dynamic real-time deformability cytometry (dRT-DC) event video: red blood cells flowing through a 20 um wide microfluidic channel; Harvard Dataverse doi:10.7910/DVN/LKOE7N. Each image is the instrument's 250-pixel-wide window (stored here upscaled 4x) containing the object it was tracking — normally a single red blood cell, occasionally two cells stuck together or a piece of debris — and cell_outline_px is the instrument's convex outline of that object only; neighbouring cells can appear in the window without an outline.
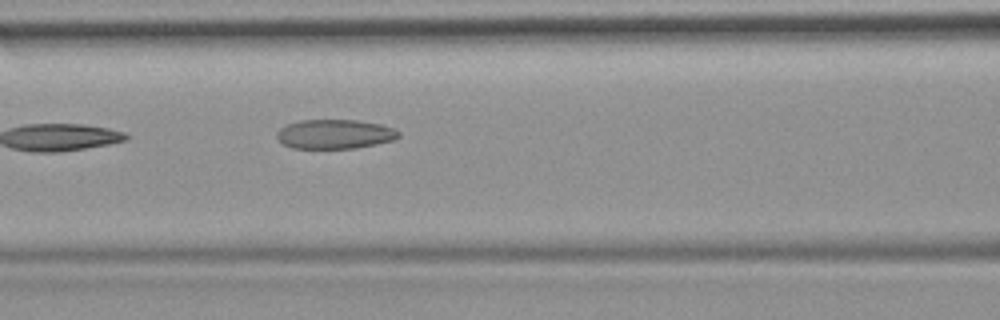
{"species": "common noctule bat (a hibernating species)", "species_latin": "Nyctalus noctula", "temperature_condition": "room temperature", "stored_images_in_passage": 4, "segment_of_instrument_passage": [1, 2], "camera_frame_rate_fps": 3000, "um_per_image_px": 0.085, "animal": {"sex": "female", "body_mass_g": 19.9}, "frame": {"image": 1, "passage_image": 3, "time_ms": 2.333, "image_size_px": [1000, 320], "cell_outline_px": [[400, 136], [392, 140], [376, 144], [356, 148], [292, 148], [284, 144], [276, 136], [276, 132], [280, 128], [288, 124], [300, 120], [356, 120], [380, 124], [392, 128], [400, 132]], "centroid_in_image_um": [28.45, 11.4], "position_along_channel_um": 138.2, "area_um2": 20.69}}